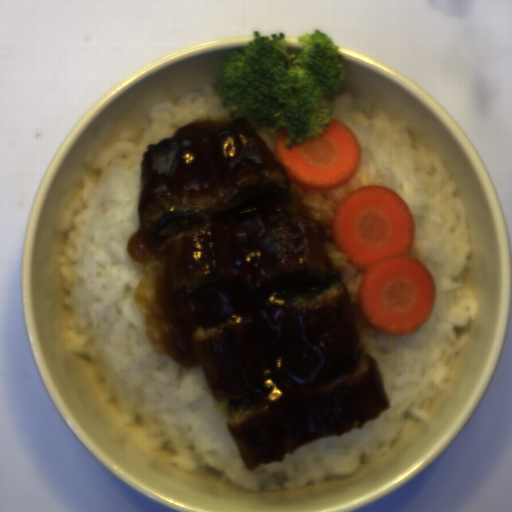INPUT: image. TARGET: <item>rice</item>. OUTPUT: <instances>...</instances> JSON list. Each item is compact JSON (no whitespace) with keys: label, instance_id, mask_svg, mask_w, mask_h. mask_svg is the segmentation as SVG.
Instances as JSON below:
<instances>
[{"label":"rice","instance_id":"652b925c","mask_svg":"<svg viewBox=\"0 0 512 512\" xmlns=\"http://www.w3.org/2000/svg\"><path fill=\"white\" fill-rule=\"evenodd\" d=\"M328 104L332 119L347 125L358 142V168L351 180L330 190L289 184L347 285L354 324L377 360L389 398L390 408L355 432L320 438L283 461L247 470L201 364L181 365L156 347L143 313L134 306L135 289L146 272L126 247L132 234L141 235L146 146L192 122L233 121L218 96L217 78L176 101L151 106L143 125L124 131L91 157L56 227L68 347L89 358L103 397L151 449L173 451L174 467L216 472L223 484L251 493L320 484L385 456L412 427L430 419L456 372L479 309L477 296L464 282L474 255L468 209L445 161L411 134L406 119L384 108L350 92ZM372 185L395 191L407 203L415 223L410 255L436 282L431 317L406 336L379 333L366 323L356 299L362 273L331 239L333 214L342 198Z\"/></svg>","mask_w":512,"mask_h":512}]
</instances>
